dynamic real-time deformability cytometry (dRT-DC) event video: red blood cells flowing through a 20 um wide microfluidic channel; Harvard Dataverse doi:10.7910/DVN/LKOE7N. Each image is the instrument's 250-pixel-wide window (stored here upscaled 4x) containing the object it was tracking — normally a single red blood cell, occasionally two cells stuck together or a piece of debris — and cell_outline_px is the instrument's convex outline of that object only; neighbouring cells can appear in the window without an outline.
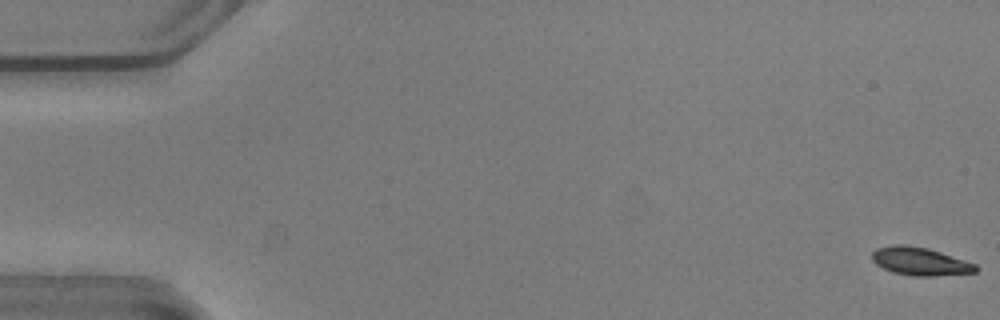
{"species": "common noctule bat (a hibernating species)", "species_latin": "Nyctalus noctula", "temperature_condition": "warm", "stored_images_in_passage": 53, "camera_frame_rate_fps": 3000, "um_per_image_px": 0.085, "animal": {"sex": "male", "body_mass_g": 20.5, "forearm_length_mm": 52.5}, "frame": {"image": 1, "passage_image": 1, "time_ms": 0.0, "image_size_px": [1000, 320], "cell_outline_px": [[980, 268], [976, 272], [932, 276], [912, 276], [892, 272], [876, 264], [872, 260], [872, 252], [876, 248], [892, 244], [904, 244], [928, 248], [976, 264]], "centroid_in_image_um": [78.19, 22.21], "position_along_channel_um": 6.8, "area_um2": 16.99}}
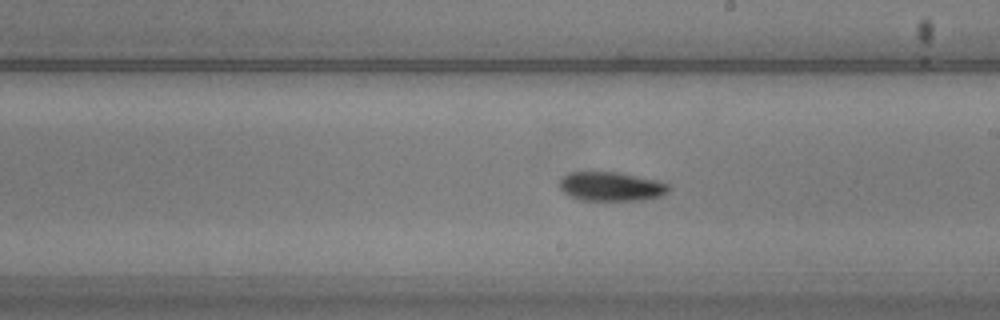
{"frame": {"image": 2, "passage_image": 31, "time_ms": 10.0, "image_size_px": [1000, 320], "cell_outline_px": [[672, 188], [668, 192], [660, 196], [644, 200], [580, 200], [568, 196], [560, 188], [560, 180], [568, 172], [616, 172], [656, 180], [668, 184]], "centroid_in_image_um": [51.95, 15.86], "position_along_channel_um": 237.1, "area_um2": 18.5}}
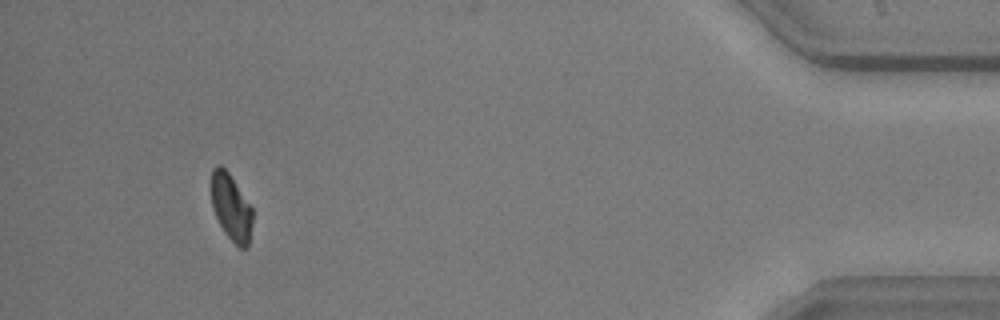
{"frame": {"image": 3, "passage_image": 50, "time_ms": 16.333, "image_size_px": [1000, 320], "cell_outline_px": [[252, 224], [248, 248], [240, 248], [224, 232], [212, 208], [212, 168], [216, 164], [220, 164], [228, 172], [252, 208]], "centroid_in_image_um": [19.65, 17.62], "position_along_channel_um": 415.6, "area_um2": 15.78}, "authors_computed_cell_mechanics": {"area_um2": 17.8024, "velocity_mm_per_s": 3.8449, "shape_relaxation_time_tau1_ms": 3.5719, "shape_relaxation_time_tau2_ms": 7.3918, "deformation_change_tau1": 0.1035, "deformation_change_tau2": 0.1183}}